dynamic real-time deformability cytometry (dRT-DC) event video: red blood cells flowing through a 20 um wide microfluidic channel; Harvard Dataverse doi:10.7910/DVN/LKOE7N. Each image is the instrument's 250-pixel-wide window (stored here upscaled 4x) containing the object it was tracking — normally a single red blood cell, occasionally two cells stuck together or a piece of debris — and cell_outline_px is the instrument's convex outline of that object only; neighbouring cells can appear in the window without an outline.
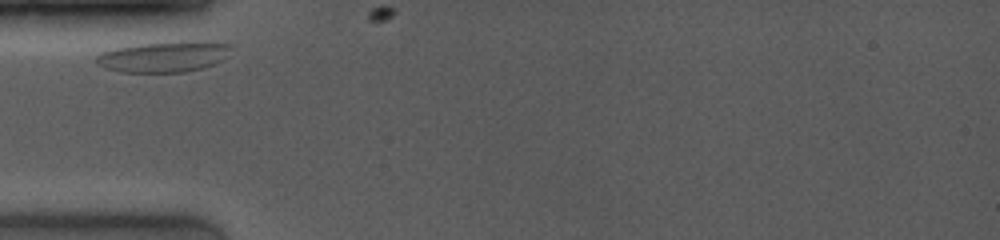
{"species": "common noctule bat (a hibernating species)", "species_latin": "Nyctalus noctula", "temperature_condition": "room temperature", "stored_images_in_passage": 3, "camera_frame_rate_fps": 4000, "um_per_image_px": 0.085, "animal": {"sex": "female", "body_mass_g": 19.0, "forearm_length_mm": 53.3}, "frame": {"image": 1, "passage_image": 1, "time_ms": 0.0, "image_size_px": [1000, 240], "cell_outline_px": [[228, 48], [224, 60], [216, 64], [204, 68], [188, 72], [120, 72], [96, 64], [96, 56], [100, 52], [112, 48], [136, 44], [180, 40], [200, 40], [228, 44]], "centroid_in_image_um": [13.91, 4.8], "position_along_channel_um": 71.1, "area_um2": 24.62}}